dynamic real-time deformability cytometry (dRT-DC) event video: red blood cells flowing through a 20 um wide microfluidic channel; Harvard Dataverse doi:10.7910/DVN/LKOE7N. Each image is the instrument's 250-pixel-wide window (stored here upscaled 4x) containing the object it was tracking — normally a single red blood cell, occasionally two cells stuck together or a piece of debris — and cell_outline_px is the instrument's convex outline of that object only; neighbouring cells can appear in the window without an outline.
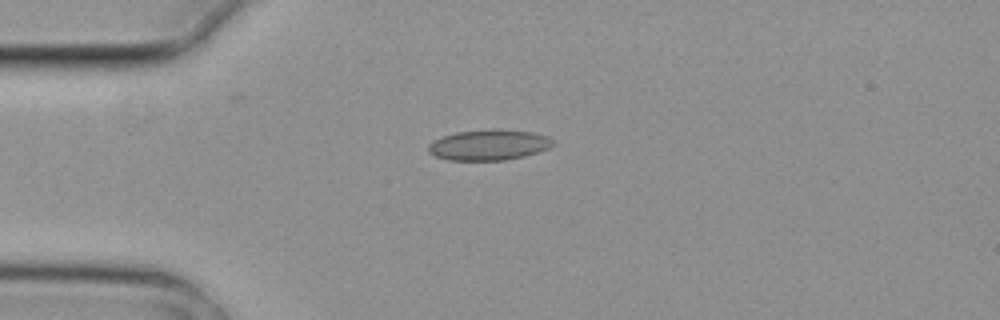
{"species": "common noctule bat (a hibernating species)", "species_latin": "Nyctalus noctula", "temperature_condition": "cold", "stored_images_in_passage": 4, "camera_frame_rate_fps": 3000, "um_per_image_px": 0.085, "animal": {"sex": "female", "body_mass_g": 29.2, "forearm_length_mm": 56.3}, "frame": {"image": 1, "passage_image": 3, "time_ms": 0.667, "image_size_px": [1000, 320], "cell_outline_px": [[556, 144], [548, 148], [524, 156], [504, 160], [448, 160], [436, 156], [428, 152], [428, 144], [444, 136], [456, 132], [496, 128], [532, 132], [556, 140]], "centroid_in_image_um": [41.57, 12.31], "position_along_channel_um": 43.4, "area_um2": 22.2}}